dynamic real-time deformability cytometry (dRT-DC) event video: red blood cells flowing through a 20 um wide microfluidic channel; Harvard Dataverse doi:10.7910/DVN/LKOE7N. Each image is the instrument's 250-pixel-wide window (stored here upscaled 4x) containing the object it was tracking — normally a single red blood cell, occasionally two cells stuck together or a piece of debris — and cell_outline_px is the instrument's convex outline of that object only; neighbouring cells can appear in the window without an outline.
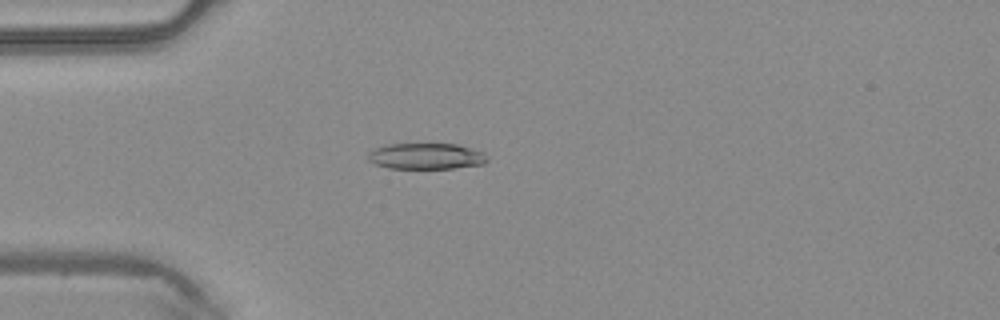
{"species": "common noctule bat (a hibernating species)", "species_latin": "Nyctalus noctula", "temperature_condition": "warm", "stored_images_in_passage": 46, "camera_frame_rate_fps": 3000, "um_per_image_px": 0.085, "animal": {"sex": "male", "body_mass_g": 20.4}, "frame": {"image": 1, "passage_image": 13, "time_ms": 4.0, "image_size_px": [1000, 320], "cell_outline_px": [[488, 160], [484, 164], [452, 168], [388, 168], [376, 164], [368, 160], [368, 152], [376, 148], [388, 144], [456, 144], [484, 152]], "centroid_in_image_um": [36.22, 13.27], "position_along_channel_um": 48.8, "area_um2": 17.98}}
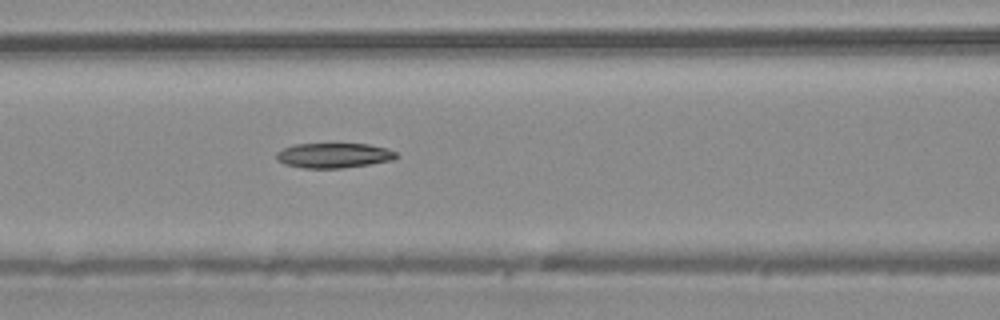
{"frame": {"image": 2, "passage_image": 20, "time_ms": 6.333, "image_size_px": [1000, 320], "cell_outline_px": [[400, 156], [392, 160], [368, 164], [340, 168], [304, 168], [284, 164], [276, 160], [276, 152], [292, 144], [368, 144], [384, 148], [396, 152]], "centroid_in_image_um": [28.33, 13.21], "position_along_channel_um": 138.3, "area_um2": 17.34}}
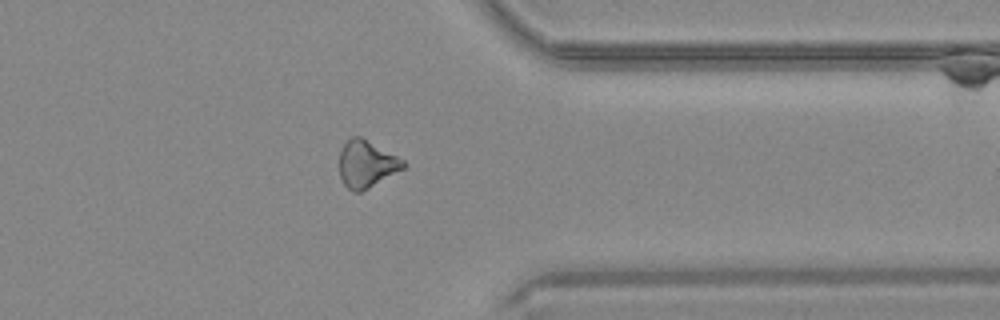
{"frame": {"image": 3, "passage_image": 37, "time_ms": 12.0, "image_size_px": [1000, 320], "cell_outline_px": [[408, 164], [404, 168], [368, 188], [360, 192], [352, 192], [344, 184], [340, 176], [340, 152], [344, 144], [352, 136], [360, 136], [404, 160]], "centroid_in_image_um": [31.15, 13.95], "position_along_channel_um": 380.2, "area_um2": 17.28}}